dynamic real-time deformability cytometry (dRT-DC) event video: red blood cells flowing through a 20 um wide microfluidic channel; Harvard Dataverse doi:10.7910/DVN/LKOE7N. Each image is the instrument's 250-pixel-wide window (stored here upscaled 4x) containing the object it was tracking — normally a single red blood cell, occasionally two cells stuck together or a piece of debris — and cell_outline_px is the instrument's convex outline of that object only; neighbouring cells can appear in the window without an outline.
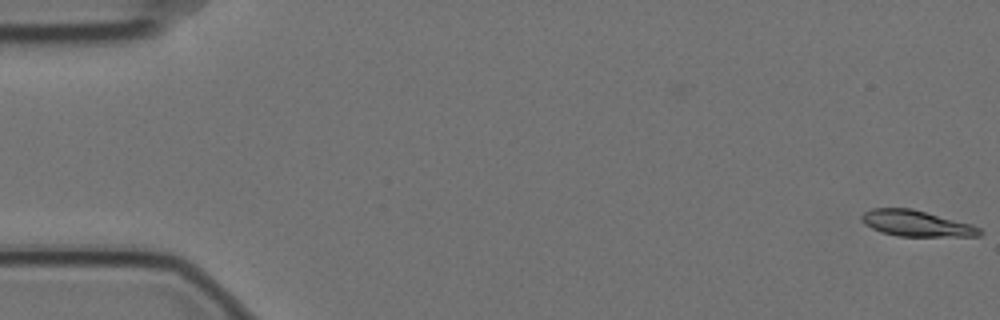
{"species": "Egyptian fruit bat (a non-hibernating species)", "species_latin": "Rousettus aegyptiacus", "temperature_condition": "cold", "stored_images_in_passage": 5, "camera_frame_rate_fps": 3000, "um_per_image_px": 0.085, "animal": {"sex": "female"}, "frame": {"image": 1, "passage_image": 1, "time_ms": 0.0, "image_size_px": [1000, 320], "cell_outline_px": [[984, 232], [980, 236], [896, 236], [880, 232], [864, 224], [860, 220], [860, 216], [864, 212], [872, 208], [912, 208], [972, 224], [980, 228]], "centroid_in_image_um": [77.88, 18.99], "position_along_channel_um": 7.1, "area_um2": 18.03}}